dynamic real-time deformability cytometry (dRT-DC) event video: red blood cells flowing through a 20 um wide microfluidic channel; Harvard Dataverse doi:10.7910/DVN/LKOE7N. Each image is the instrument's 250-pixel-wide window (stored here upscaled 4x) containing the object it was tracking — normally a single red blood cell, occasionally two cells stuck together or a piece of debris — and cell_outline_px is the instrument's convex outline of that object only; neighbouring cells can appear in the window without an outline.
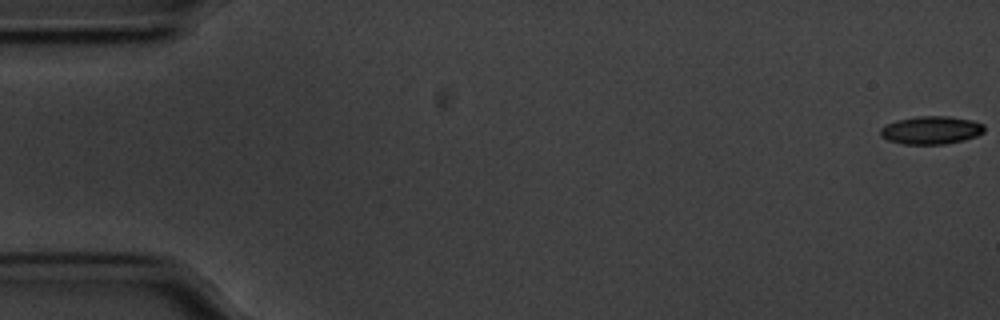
{"species": "common noctule bat (a hibernating species)", "species_latin": "Nyctalus noctula", "temperature_condition": "cold", "stored_images_in_passage": 57, "camera_frame_rate_fps": 3000, "um_per_image_px": 0.085, "animal": {"sex": "male", "body_mass_g": 20.1, "forearm_length_mm": 53.5}, "frame": {"image": 1, "passage_image": 1, "time_ms": 0.0, "image_size_px": [1000, 320], "cell_outline_px": [[984, 132], [976, 136], [964, 140], [944, 144], [904, 144], [888, 140], [880, 136], [880, 128], [884, 124], [896, 120], [916, 116], [948, 116], [972, 120], [984, 124]], "centroid_in_image_um": [79.12, 11.05], "position_along_channel_um": 5.9, "area_um2": 17.11}}
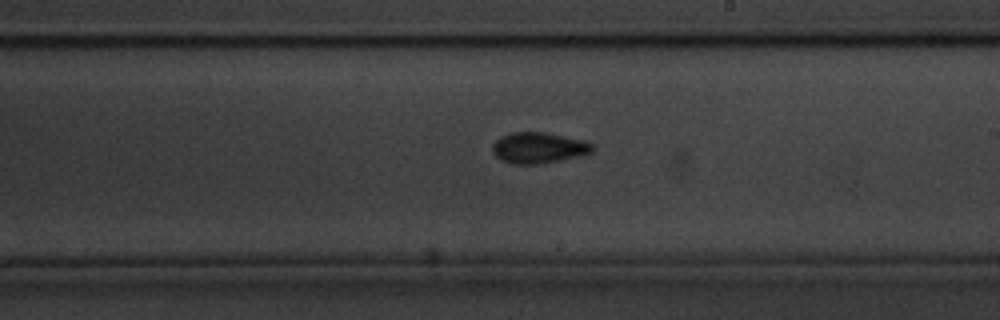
{"frame": {"image": 2, "passage_image": 33, "time_ms": 10.667, "image_size_px": [1000, 320], "cell_outline_px": [[596, 148], [592, 152], [576, 156], [536, 164], [512, 164], [500, 160], [492, 152], [492, 144], [500, 136], [508, 132], [544, 132], [584, 140], [592, 144]], "centroid_in_image_um": [45.73, 12.55], "position_along_channel_um": 243.3, "area_um2": 17.98}}
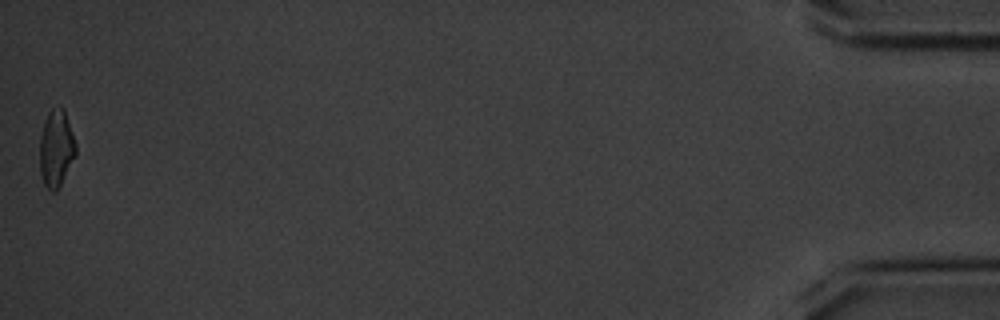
{"frame": {"image": 3, "passage_image": 57, "time_ms": 18.667, "image_size_px": [1000, 320], "cell_outline_px": [[76, 156], [56, 192], [52, 192], [44, 184], [40, 172], [40, 136], [44, 120], [48, 112], [52, 108], [60, 104], [64, 108], [76, 144]], "centroid_in_image_um": [4.78, 12.58], "position_along_channel_um": 430.4, "area_um2": 16.36}, "authors_computed_cell_mechanics": {"area_um2": 17.1666, "velocity_mm_per_s": 3.5486, "shape_relaxation_time_tau1_ms": 2.9051, "shape_relaxation_time_tau2_ms": 2.1965, "deformation_change_tau1": 0.1101, "deformation_change_tau2": 0.0671}}